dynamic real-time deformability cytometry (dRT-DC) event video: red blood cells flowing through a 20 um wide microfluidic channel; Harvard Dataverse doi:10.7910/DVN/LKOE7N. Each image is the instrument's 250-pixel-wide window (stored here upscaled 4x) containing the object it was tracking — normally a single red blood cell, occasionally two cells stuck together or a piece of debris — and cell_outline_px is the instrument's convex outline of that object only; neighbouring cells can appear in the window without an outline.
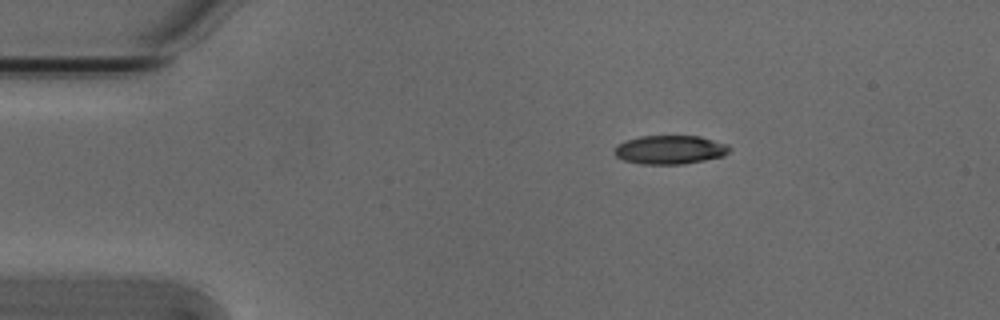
{"species": "Egyptian fruit bat (a non-hibernating species)", "species_latin": "Rousettus aegyptiacus", "temperature_condition": "cold", "stored_images_in_passage": 2, "camera_frame_rate_fps": 3000, "um_per_image_px": 0.085, "animal": {"sex": "male"}, "frame": {"image": 1, "passage_image": 2, "time_ms": 0.333, "image_size_px": [1000, 320], "cell_outline_px": [[732, 148], [724, 156], [684, 164], [640, 164], [624, 160], [616, 156], [612, 152], [620, 144], [628, 140], [640, 136], [700, 136], [728, 144]], "centroid_in_image_um": [56.98, 12.73], "position_along_channel_um": 28.0, "area_um2": 19.25}}